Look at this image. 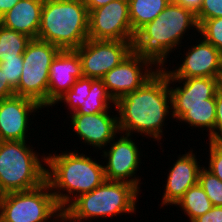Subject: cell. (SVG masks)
<instances>
[{
	"label": "cell",
	"mask_w": 222,
	"mask_h": 222,
	"mask_svg": "<svg viewBox=\"0 0 222 222\" xmlns=\"http://www.w3.org/2000/svg\"><path fill=\"white\" fill-rule=\"evenodd\" d=\"M115 109L120 133L131 136L140 133L160 142L164 122L172 112L170 85L163 68L141 88L118 99Z\"/></svg>",
	"instance_id": "cell-1"
},
{
	"label": "cell",
	"mask_w": 222,
	"mask_h": 222,
	"mask_svg": "<svg viewBox=\"0 0 222 222\" xmlns=\"http://www.w3.org/2000/svg\"><path fill=\"white\" fill-rule=\"evenodd\" d=\"M91 157L78 150L46 156V182L62 210L106 180L102 163Z\"/></svg>",
	"instance_id": "cell-2"
},
{
	"label": "cell",
	"mask_w": 222,
	"mask_h": 222,
	"mask_svg": "<svg viewBox=\"0 0 222 222\" xmlns=\"http://www.w3.org/2000/svg\"><path fill=\"white\" fill-rule=\"evenodd\" d=\"M193 28L199 32L196 14L171 1L157 18L135 34L133 51L152 59L160 68L166 67L169 53L177 47L181 49L184 34Z\"/></svg>",
	"instance_id": "cell-3"
},
{
	"label": "cell",
	"mask_w": 222,
	"mask_h": 222,
	"mask_svg": "<svg viewBox=\"0 0 222 222\" xmlns=\"http://www.w3.org/2000/svg\"><path fill=\"white\" fill-rule=\"evenodd\" d=\"M89 11L84 0H44L38 39L61 50H75L88 39Z\"/></svg>",
	"instance_id": "cell-4"
},
{
	"label": "cell",
	"mask_w": 222,
	"mask_h": 222,
	"mask_svg": "<svg viewBox=\"0 0 222 222\" xmlns=\"http://www.w3.org/2000/svg\"><path fill=\"white\" fill-rule=\"evenodd\" d=\"M139 192L130 183L105 180L93 191L75 198L63 212L72 222L136 213Z\"/></svg>",
	"instance_id": "cell-5"
},
{
	"label": "cell",
	"mask_w": 222,
	"mask_h": 222,
	"mask_svg": "<svg viewBox=\"0 0 222 222\" xmlns=\"http://www.w3.org/2000/svg\"><path fill=\"white\" fill-rule=\"evenodd\" d=\"M26 142L0 141V195L32 190L46 182V156L39 157Z\"/></svg>",
	"instance_id": "cell-6"
},
{
	"label": "cell",
	"mask_w": 222,
	"mask_h": 222,
	"mask_svg": "<svg viewBox=\"0 0 222 222\" xmlns=\"http://www.w3.org/2000/svg\"><path fill=\"white\" fill-rule=\"evenodd\" d=\"M62 212L47 182L32 190L0 195V222H52Z\"/></svg>",
	"instance_id": "cell-7"
},
{
	"label": "cell",
	"mask_w": 222,
	"mask_h": 222,
	"mask_svg": "<svg viewBox=\"0 0 222 222\" xmlns=\"http://www.w3.org/2000/svg\"><path fill=\"white\" fill-rule=\"evenodd\" d=\"M60 51L49 42L31 39L23 53V69L15 95L33 99L47 108L49 69Z\"/></svg>",
	"instance_id": "cell-8"
},
{
	"label": "cell",
	"mask_w": 222,
	"mask_h": 222,
	"mask_svg": "<svg viewBox=\"0 0 222 222\" xmlns=\"http://www.w3.org/2000/svg\"><path fill=\"white\" fill-rule=\"evenodd\" d=\"M159 70L160 67L152 59L132 51L119 65L112 68L101 79L108 93L116 102L129 92L141 88Z\"/></svg>",
	"instance_id": "cell-9"
},
{
	"label": "cell",
	"mask_w": 222,
	"mask_h": 222,
	"mask_svg": "<svg viewBox=\"0 0 222 222\" xmlns=\"http://www.w3.org/2000/svg\"><path fill=\"white\" fill-rule=\"evenodd\" d=\"M133 42L87 39L75 49L81 60L83 76L101 79L133 51Z\"/></svg>",
	"instance_id": "cell-10"
},
{
	"label": "cell",
	"mask_w": 222,
	"mask_h": 222,
	"mask_svg": "<svg viewBox=\"0 0 222 222\" xmlns=\"http://www.w3.org/2000/svg\"><path fill=\"white\" fill-rule=\"evenodd\" d=\"M128 0H114L89 12L88 39L134 41Z\"/></svg>",
	"instance_id": "cell-11"
},
{
	"label": "cell",
	"mask_w": 222,
	"mask_h": 222,
	"mask_svg": "<svg viewBox=\"0 0 222 222\" xmlns=\"http://www.w3.org/2000/svg\"><path fill=\"white\" fill-rule=\"evenodd\" d=\"M119 137L114 138L108 144V149L101 152L106 162V165L103 163L105 179L130 183L140 191L141 178L136 175L141 164L139 147L131 135L121 133Z\"/></svg>",
	"instance_id": "cell-12"
},
{
	"label": "cell",
	"mask_w": 222,
	"mask_h": 222,
	"mask_svg": "<svg viewBox=\"0 0 222 222\" xmlns=\"http://www.w3.org/2000/svg\"><path fill=\"white\" fill-rule=\"evenodd\" d=\"M198 41V44L188 48L179 67L174 70L161 67L168 78L221 77L222 53L204 39Z\"/></svg>",
	"instance_id": "cell-13"
},
{
	"label": "cell",
	"mask_w": 222,
	"mask_h": 222,
	"mask_svg": "<svg viewBox=\"0 0 222 222\" xmlns=\"http://www.w3.org/2000/svg\"><path fill=\"white\" fill-rule=\"evenodd\" d=\"M41 109L35 100L18 95L0 100V141H27L30 115Z\"/></svg>",
	"instance_id": "cell-14"
},
{
	"label": "cell",
	"mask_w": 222,
	"mask_h": 222,
	"mask_svg": "<svg viewBox=\"0 0 222 222\" xmlns=\"http://www.w3.org/2000/svg\"><path fill=\"white\" fill-rule=\"evenodd\" d=\"M101 112L96 114H72L71 129L76 132L83 144L94 147L95 150L106 149V146L119 135L117 114Z\"/></svg>",
	"instance_id": "cell-15"
},
{
	"label": "cell",
	"mask_w": 222,
	"mask_h": 222,
	"mask_svg": "<svg viewBox=\"0 0 222 222\" xmlns=\"http://www.w3.org/2000/svg\"><path fill=\"white\" fill-rule=\"evenodd\" d=\"M82 64L75 50H61L50 65L47 107H52L77 79L82 78Z\"/></svg>",
	"instance_id": "cell-16"
},
{
	"label": "cell",
	"mask_w": 222,
	"mask_h": 222,
	"mask_svg": "<svg viewBox=\"0 0 222 222\" xmlns=\"http://www.w3.org/2000/svg\"><path fill=\"white\" fill-rule=\"evenodd\" d=\"M191 149L186 154H180L167 174L165 191L161 206H170L184 195L185 191L198 183L199 171L202 168Z\"/></svg>",
	"instance_id": "cell-17"
},
{
	"label": "cell",
	"mask_w": 222,
	"mask_h": 222,
	"mask_svg": "<svg viewBox=\"0 0 222 222\" xmlns=\"http://www.w3.org/2000/svg\"><path fill=\"white\" fill-rule=\"evenodd\" d=\"M168 82L171 105L216 104V93L220 90L219 78H168ZM174 82L175 84L178 82L181 86L177 87V84L174 87L171 86Z\"/></svg>",
	"instance_id": "cell-18"
},
{
	"label": "cell",
	"mask_w": 222,
	"mask_h": 222,
	"mask_svg": "<svg viewBox=\"0 0 222 222\" xmlns=\"http://www.w3.org/2000/svg\"><path fill=\"white\" fill-rule=\"evenodd\" d=\"M44 0H19L0 17V24L35 39L38 37Z\"/></svg>",
	"instance_id": "cell-19"
},
{
	"label": "cell",
	"mask_w": 222,
	"mask_h": 222,
	"mask_svg": "<svg viewBox=\"0 0 222 222\" xmlns=\"http://www.w3.org/2000/svg\"><path fill=\"white\" fill-rule=\"evenodd\" d=\"M171 117L181 123H187L189 127L206 129L209 134L214 130L216 104L197 105H171Z\"/></svg>",
	"instance_id": "cell-20"
},
{
	"label": "cell",
	"mask_w": 222,
	"mask_h": 222,
	"mask_svg": "<svg viewBox=\"0 0 222 222\" xmlns=\"http://www.w3.org/2000/svg\"><path fill=\"white\" fill-rule=\"evenodd\" d=\"M170 2L171 0H128L133 34L157 18Z\"/></svg>",
	"instance_id": "cell-21"
},
{
	"label": "cell",
	"mask_w": 222,
	"mask_h": 222,
	"mask_svg": "<svg viewBox=\"0 0 222 222\" xmlns=\"http://www.w3.org/2000/svg\"><path fill=\"white\" fill-rule=\"evenodd\" d=\"M111 105H114L115 107V101L108 93L103 80L91 78V87L88 96L83 101L81 107L71 114L89 115L101 112H110Z\"/></svg>",
	"instance_id": "cell-22"
},
{
	"label": "cell",
	"mask_w": 222,
	"mask_h": 222,
	"mask_svg": "<svg viewBox=\"0 0 222 222\" xmlns=\"http://www.w3.org/2000/svg\"><path fill=\"white\" fill-rule=\"evenodd\" d=\"M175 205L188 216L190 222L213 208V204L199 183L187 189Z\"/></svg>",
	"instance_id": "cell-23"
},
{
	"label": "cell",
	"mask_w": 222,
	"mask_h": 222,
	"mask_svg": "<svg viewBox=\"0 0 222 222\" xmlns=\"http://www.w3.org/2000/svg\"><path fill=\"white\" fill-rule=\"evenodd\" d=\"M30 40L27 35L0 24V63L6 59H23V53Z\"/></svg>",
	"instance_id": "cell-24"
},
{
	"label": "cell",
	"mask_w": 222,
	"mask_h": 222,
	"mask_svg": "<svg viewBox=\"0 0 222 222\" xmlns=\"http://www.w3.org/2000/svg\"><path fill=\"white\" fill-rule=\"evenodd\" d=\"M90 87L91 78L83 76L82 78L77 79L72 87L62 95L53 106L59 104V102H64V104H66L65 107H67V105L69 106L68 109L71 115V113L76 112V110L81 107L83 101L89 94Z\"/></svg>",
	"instance_id": "cell-25"
},
{
	"label": "cell",
	"mask_w": 222,
	"mask_h": 222,
	"mask_svg": "<svg viewBox=\"0 0 222 222\" xmlns=\"http://www.w3.org/2000/svg\"><path fill=\"white\" fill-rule=\"evenodd\" d=\"M198 183L204 189L213 206H222V181L205 166L199 171Z\"/></svg>",
	"instance_id": "cell-26"
},
{
	"label": "cell",
	"mask_w": 222,
	"mask_h": 222,
	"mask_svg": "<svg viewBox=\"0 0 222 222\" xmlns=\"http://www.w3.org/2000/svg\"><path fill=\"white\" fill-rule=\"evenodd\" d=\"M198 33L222 53V17L203 20Z\"/></svg>",
	"instance_id": "cell-27"
},
{
	"label": "cell",
	"mask_w": 222,
	"mask_h": 222,
	"mask_svg": "<svg viewBox=\"0 0 222 222\" xmlns=\"http://www.w3.org/2000/svg\"><path fill=\"white\" fill-rule=\"evenodd\" d=\"M0 68L3 69L8 83L16 89L22 74L23 59H6L0 63Z\"/></svg>",
	"instance_id": "cell-28"
},
{
	"label": "cell",
	"mask_w": 222,
	"mask_h": 222,
	"mask_svg": "<svg viewBox=\"0 0 222 222\" xmlns=\"http://www.w3.org/2000/svg\"><path fill=\"white\" fill-rule=\"evenodd\" d=\"M209 161L205 167L222 181V142L209 141Z\"/></svg>",
	"instance_id": "cell-29"
},
{
	"label": "cell",
	"mask_w": 222,
	"mask_h": 222,
	"mask_svg": "<svg viewBox=\"0 0 222 222\" xmlns=\"http://www.w3.org/2000/svg\"><path fill=\"white\" fill-rule=\"evenodd\" d=\"M196 17L198 24L206 19L222 17V0H203Z\"/></svg>",
	"instance_id": "cell-30"
},
{
	"label": "cell",
	"mask_w": 222,
	"mask_h": 222,
	"mask_svg": "<svg viewBox=\"0 0 222 222\" xmlns=\"http://www.w3.org/2000/svg\"><path fill=\"white\" fill-rule=\"evenodd\" d=\"M215 113L214 130L208 135V140L211 142H222V92L220 90L216 93Z\"/></svg>",
	"instance_id": "cell-31"
},
{
	"label": "cell",
	"mask_w": 222,
	"mask_h": 222,
	"mask_svg": "<svg viewBox=\"0 0 222 222\" xmlns=\"http://www.w3.org/2000/svg\"><path fill=\"white\" fill-rule=\"evenodd\" d=\"M192 222H222V206H213L212 209Z\"/></svg>",
	"instance_id": "cell-32"
},
{
	"label": "cell",
	"mask_w": 222,
	"mask_h": 222,
	"mask_svg": "<svg viewBox=\"0 0 222 222\" xmlns=\"http://www.w3.org/2000/svg\"><path fill=\"white\" fill-rule=\"evenodd\" d=\"M15 95V89L5 78L3 69L0 68V100Z\"/></svg>",
	"instance_id": "cell-33"
},
{
	"label": "cell",
	"mask_w": 222,
	"mask_h": 222,
	"mask_svg": "<svg viewBox=\"0 0 222 222\" xmlns=\"http://www.w3.org/2000/svg\"><path fill=\"white\" fill-rule=\"evenodd\" d=\"M171 1L191 10L196 14L200 9L203 0H171Z\"/></svg>",
	"instance_id": "cell-34"
},
{
	"label": "cell",
	"mask_w": 222,
	"mask_h": 222,
	"mask_svg": "<svg viewBox=\"0 0 222 222\" xmlns=\"http://www.w3.org/2000/svg\"><path fill=\"white\" fill-rule=\"evenodd\" d=\"M84 1L88 11L90 12L93 9L103 7L104 5L114 0H84Z\"/></svg>",
	"instance_id": "cell-35"
},
{
	"label": "cell",
	"mask_w": 222,
	"mask_h": 222,
	"mask_svg": "<svg viewBox=\"0 0 222 222\" xmlns=\"http://www.w3.org/2000/svg\"><path fill=\"white\" fill-rule=\"evenodd\" d=\"M19 0H0V17L8 12Z\"/></svg>",
	"instance_id": "cell-36"
},
{
	"label": "cell",
	"mask_w": 222,
	"mask_h": 222,
	"mask_svg": "<svg viewBox=\"0 0 222 222\" xmlns=\"http://www.w3.org/2000/svg\"><path fill=\"white\" fill-rule=\"evenodd\" d=\"M72 222L69 217L64 213L62 212L58 217H56L55 219H53L52 222Z\"/></svg>",
	"instance_id": "cell-37"
},
{
	"label": "cell",
	"mask_w": 222,
	"mask_h": 222,
	"mask_svg": "<svg viewBox=\"0 0 222 222\" xmlns=\"http://www.w3.org/2000/svg\"><path fill=\"white\" fill-rule=\"evenodd\" d=\"M219 89H220V91L222 92V75H221V77L219 78Z\"/></svg>",
	"instance_id": "cell-38"
}]
</instances>
